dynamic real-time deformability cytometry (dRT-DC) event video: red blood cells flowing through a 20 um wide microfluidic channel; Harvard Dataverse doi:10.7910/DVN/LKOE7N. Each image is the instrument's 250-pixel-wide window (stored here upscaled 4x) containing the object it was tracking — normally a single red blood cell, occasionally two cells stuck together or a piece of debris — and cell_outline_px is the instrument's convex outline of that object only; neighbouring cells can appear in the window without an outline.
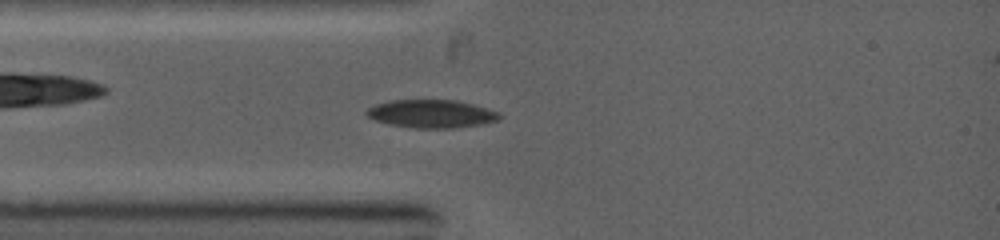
{"species": "common noctule bat (a hibernating species)", "species_latin": "Nyctalus noctula", "temperature_condition": "warm", "stored_images_in_passage": 4, "segment_of_instrument_passage": [1, 2], "camera_frame_rate_fps": 5000, "um_per_image_px": 0.085, "animal": {"sex": "female", "body_mass_g": 19.0, "forearm_length_mm": 53.3}, "frame": {"image": 1, "passage_image": 3, "time_ms": 2.2, "image_size_px": [1000, 240], "cell_outline_px": [[500, 120], [480, 124], [452, 128], [416, 128], [392, 124], [376, 120], [368, 116], [364, 112], [368, 108], [376, 104], [388, 100], [456, 100], [488, 108], [500, 112]], "centroid_in_image_um": [36.69, 9.66], "position_along_channel_um": 48.3, "area_um2": 21.62}}